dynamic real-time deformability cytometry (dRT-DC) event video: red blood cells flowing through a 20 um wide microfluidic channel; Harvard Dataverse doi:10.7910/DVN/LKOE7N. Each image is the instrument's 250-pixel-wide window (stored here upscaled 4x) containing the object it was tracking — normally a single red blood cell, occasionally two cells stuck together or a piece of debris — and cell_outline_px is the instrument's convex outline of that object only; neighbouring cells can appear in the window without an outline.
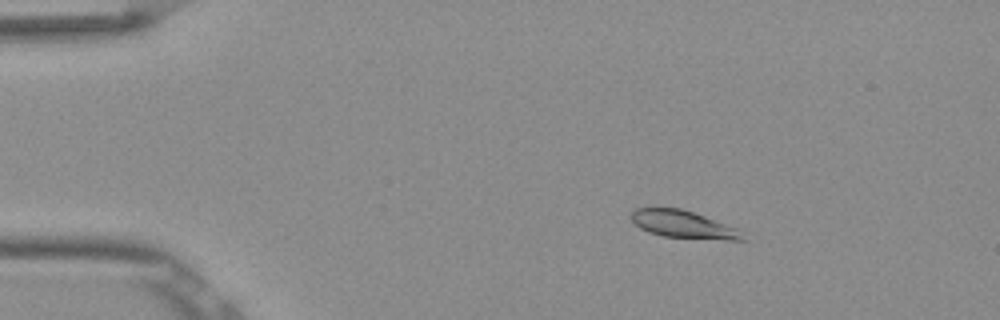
{"species": "Egyptian fruit bat (a non-hibernating species)", "species_latin": "Rousettus aegyptiacus", "temperature_condition": "room temperature", "stored_images_in_passage": 45, "camera_frame_rate_fps": 3000, "um_per_image_px": 0.085, "frame": {"image": 1, "passage_image": 1, "time_ms": 0.0, "image_size_px": [1000, 320], "cell_outline_px": [[748, 240], [724, 240], [664, 236], [648, 232], [640, 228], [628, 216], [636, 208], [680, 208], [704, 216], [736, 228]], "centroid_in_image_um": [58.05, 19.08], "position_along_channel_um": 26.9, "area_um2": 17.63}}
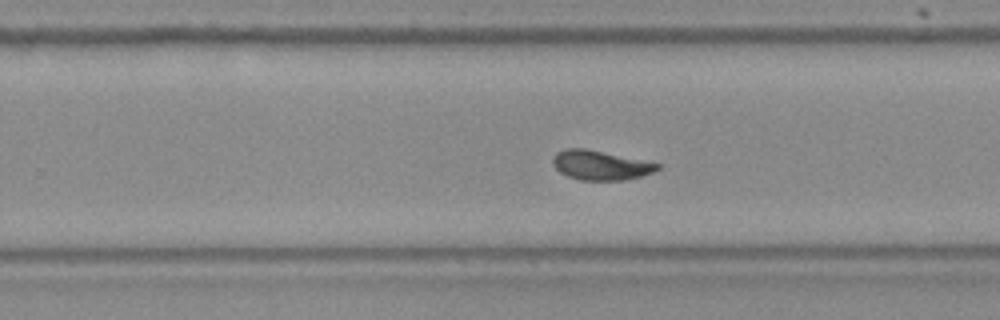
{"frame": {"image": 2, "passage_image": 26, "time_ms": 8.333, "image_size_px": [1000, 320], "cell_outline_px": [[660, 168], [652, 172], [640, 176], [624, 180], [580, 180], [568, 176], [560, 172], [552, 164], [552, 156], [556, 152], [564, 148], [584, 148], [660, 164]], "centroid_in_image_um": [50.97, 14.04], "position_along_channel_um": 278.8, "area_um2": 17.74}}
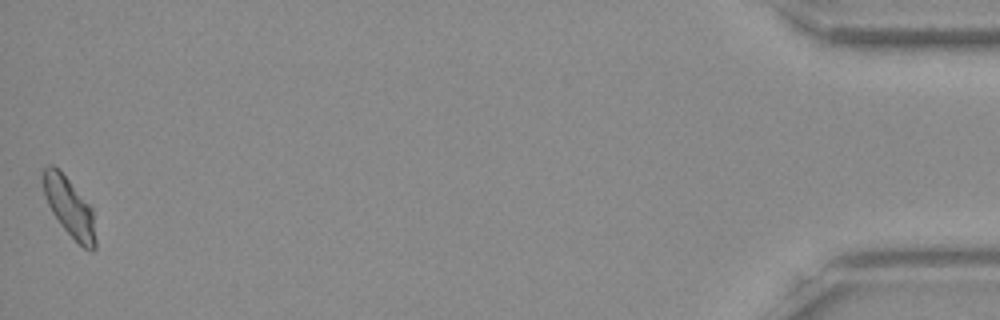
{"frame": {"image": 3, "passage_image": 45, "time_ms": 14.667, "image_size_px": [1000, 320], "cell_outline_px": [[96, 248], [92, 252], [84, 248], [60, 224], [52, 212], [44, 196], [40, 180], [44, 168], [48, 164], [52, 164], [68, 180], [92, 208], [96, 240]], "centroid_in_image_um": [5.87, 17.61], "position_along_channel_um": 429.3, "area_um2": 17.86}, "authors_computed_cell_mechanics": {"area_um2": 17.918, "velocity_mm_per_s": 3.8455, "shape_relaxation_time_tau1_ms": 3.8253, "shape_relaxation_time_tau2_ms": 1.4105, "deformation_change_tau1": 0.1444, "deformation_change_tau2": 0.0411}}